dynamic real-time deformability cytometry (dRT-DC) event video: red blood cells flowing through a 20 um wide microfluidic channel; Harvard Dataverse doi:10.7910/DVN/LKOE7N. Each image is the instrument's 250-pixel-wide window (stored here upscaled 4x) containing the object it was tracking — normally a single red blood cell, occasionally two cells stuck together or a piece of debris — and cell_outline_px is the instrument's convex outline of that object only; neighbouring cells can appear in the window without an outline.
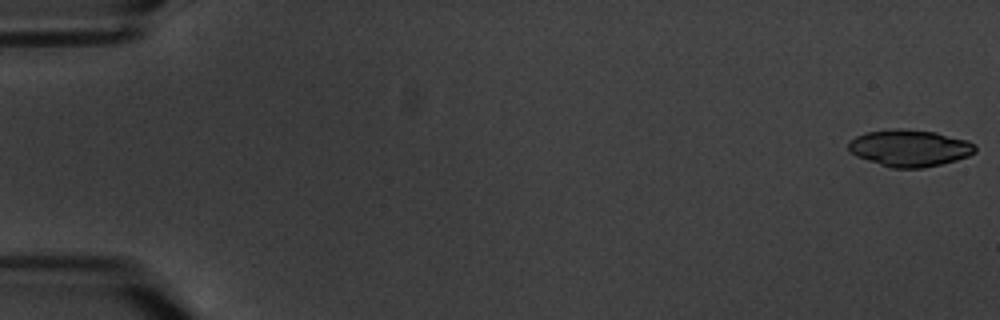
{"species": "common noctule bat (a hibernating species)", "species_latin": "Nyctalus noctula", "temperature_condition": "warm", "stored_images_in_passage": 6, "segment_of_instrument_passage": [2, 2], "camera_frame_rate_fps": 3000, "um_per_image_px": 0.085, "animal": {"sex": "male", "body_mass_g": 20.1, "forearm_length_mm": 53.5}, "frame": {"image": 1, "passage_image": 6, "time_ms": 6.667, "image_size_px": [1000, 320], "cell_outline_px": [[976, 152], [968, 156], [956, 160], [924, 168], [892, 168], [856, 156], [848, 152], [848, 144], [856, 136], [868, 132], [896, 128], [900, 128], [936, 132], [968, 140], [976, 144]], "centroid_in_image_um": [77.34, 12.58], "position_along_channel_um": 7.7, "area_um2": 27.22}}